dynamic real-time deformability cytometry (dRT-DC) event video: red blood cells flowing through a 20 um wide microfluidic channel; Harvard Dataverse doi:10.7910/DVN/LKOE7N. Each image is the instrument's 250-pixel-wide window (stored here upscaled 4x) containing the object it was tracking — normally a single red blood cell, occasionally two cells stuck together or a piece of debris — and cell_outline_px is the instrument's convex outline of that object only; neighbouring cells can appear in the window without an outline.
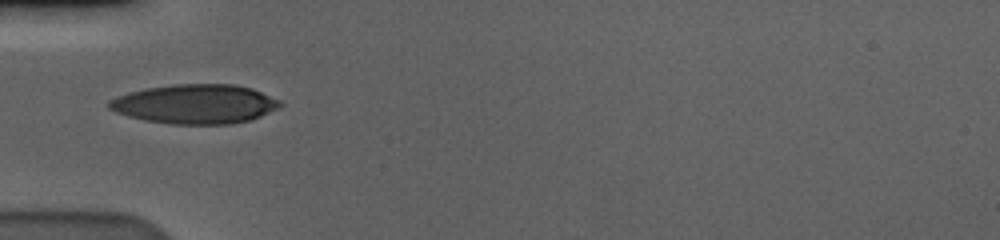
{"species": "human", "species_latin": "Homo sapiens", "temperature_condition": "cold", "stored_images_in_passage": 39, "camera_frame_rate_fps": 3000, "um_per_image_px": 0.085, "donor": {"sex": "male"}, "frame": {"image": 1, "passage_image": 1, "time_ms": 0.0, "image_size_px": [1000, 240], "cell_outline_px": [[284, 104], [280, 108], [252, 120], [232, 124], [172, 124], [144, 120], [128, 116], [116, 112], [108, 108], [104, 104], [108, 100], [116, 96], [128, 92], [148, 88], [172, 84], [232, 84], [252, 88], [280, 100]], "centroid_in_image_um": [16.59, 8.84], "position_along_channel_um": 68.4, "area_um2": 39.65}}
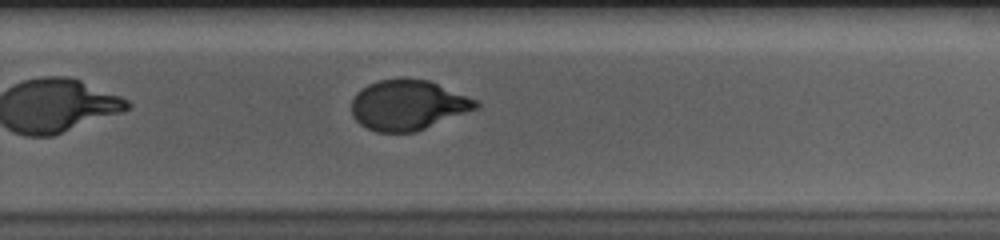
{"frame": {"image": 2, "passage_image": 20, "time_ms": 6.333, "image_size_px": [1000, 240], "cell_outline_px": [[480, 108], [416, 132], [376, 132], [360, 124], [352, 116], [352, 100], [356, 92], [360, 88], [368, 84], [380, 80], [428, 80], [476, 100], [480, 104]], "centroid_in_image_um": [34.67, 8.96], "position_along_channel_um": 295.1, "area_um2": 36.01}}
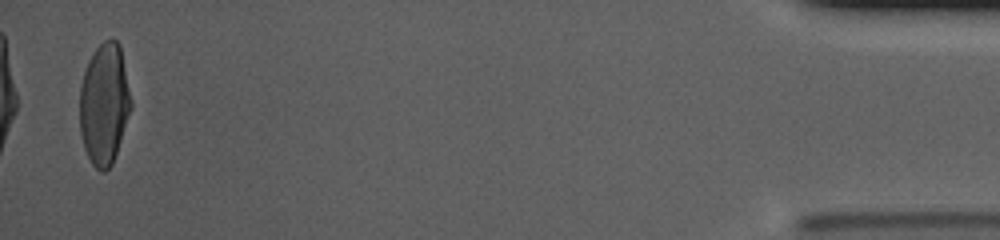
{"frame": {"image": 3, "passage_image": 38, "time_ms": 12.333, "image_size_px": [1000, 240], "cell_outline_px": [[132, 108], [112, 164], [104, 172], [100, 172], [92, 164], [84, 148], [80, 132], [80, 84], [88, 60], [92, 52], [104, 40], [112, 36], [120, 44], [132, 100]], "centroid_in_image_um": [8.87, 8.8], "position_along_channel_um": 426.3, "area_um2": 36.59}, "authors_computed_cell_mechanics": {"area_um2": 37.1076, "velocity_mm_per_s": 3.5919, "shape_relaxation_time_tau1_ms": 4.0423, "shape_relaxation_time_tau2_ms": 0.8218, "deformation_change_tau1": 0.1793, "deformation_change_tau2": 0.0515}}